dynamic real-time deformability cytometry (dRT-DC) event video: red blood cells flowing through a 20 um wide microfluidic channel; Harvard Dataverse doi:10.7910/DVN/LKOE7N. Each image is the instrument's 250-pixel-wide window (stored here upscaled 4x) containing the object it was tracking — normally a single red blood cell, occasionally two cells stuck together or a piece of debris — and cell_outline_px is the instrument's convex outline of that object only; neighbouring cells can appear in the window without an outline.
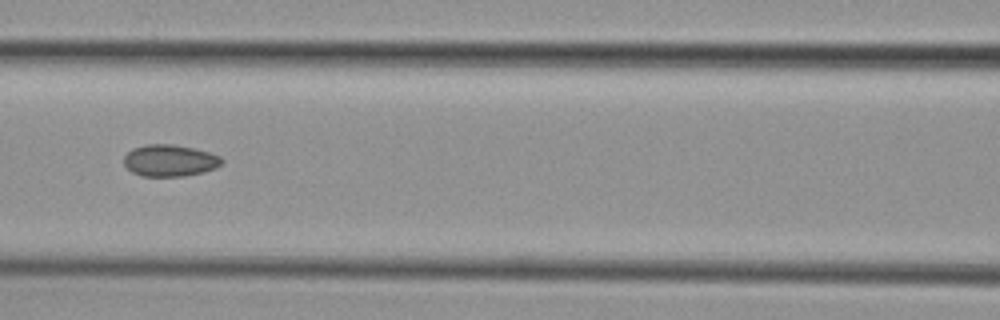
{"species": "common noctule bat (a hibernating species)", "species_latin": "Nyctalus noctula", "temperature_condition": "cold", "stored_images_in_passage": 9, "camera_frame_rate_fps": 3000, "um_per_image_px": 0.085, "animal": {"sex": "female", "body_mass_g": 29.2, "forearm_length_mm": 56.3}, "frame": {"image": 1, "passage_image": 6, "time_ms": 6.0, "image_size_px": [1000, 320], "cell_outline_px": [[224, 160], [216, 168], [204, 172], [184, 176], [140, 176], [132, 172], [124, 164], [124, 156], [132, 148], [148, 144], [172, 144], [192, 148], [208, 152], [220, 156]], "centroid_in_image_um": [14.42, 13.65], "position_along_channel_um": 152.2, "area_um2": 18.09}}
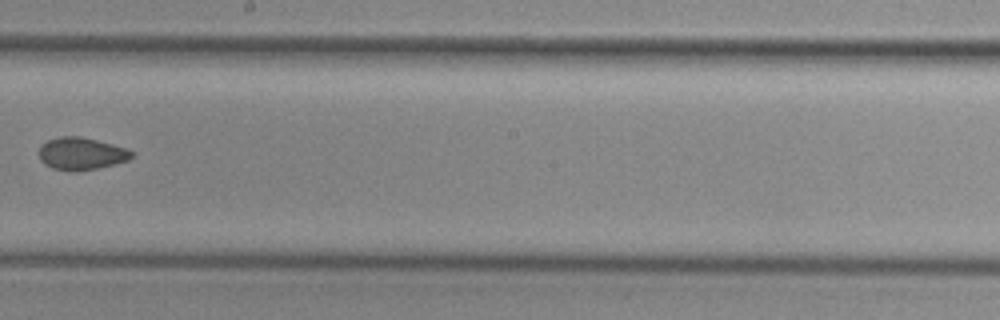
{"frame": {"image": 2, "passage_image": 8, "time_ms": 8.333, "image_size_px": [1000, 320], "cell_outline_px": [[132, 156], [128, 160], [116, 164], [76, 172], [72, 172], [52, 168], [44, 164], [40, 160], [40, 144], [48, 140], [60, 136], [80, 136], [112, 144], [124, 148], [132, 152]], "centroid_in_image_um": [6.87, 13.07], "position_along_channel_um": 241.3, "area_um2": 17.46}}
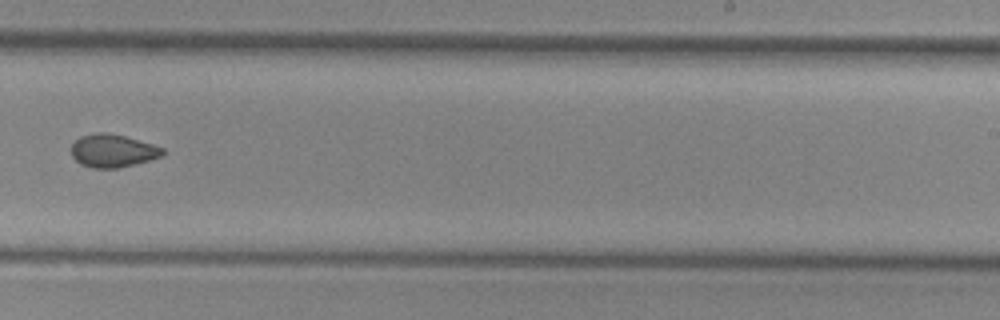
{"frame": {"image": 3, "passage_image": 9, "time_ms": 9.333, "image_size_px": [1000, 320], "cell_outline_px": [[164, 152], [160, 156], [136, 164], [120, 168], [92, 168], [80, 164], [72, 156], [72, 144], [80, 136], [96, 132], [104, 132], [124, 136], [152, 144], [164, 148]], "centroid_in_image_um": [9.56, 12.82], "position_along_channel_um": 279.4, "area_um2": 17.46}}